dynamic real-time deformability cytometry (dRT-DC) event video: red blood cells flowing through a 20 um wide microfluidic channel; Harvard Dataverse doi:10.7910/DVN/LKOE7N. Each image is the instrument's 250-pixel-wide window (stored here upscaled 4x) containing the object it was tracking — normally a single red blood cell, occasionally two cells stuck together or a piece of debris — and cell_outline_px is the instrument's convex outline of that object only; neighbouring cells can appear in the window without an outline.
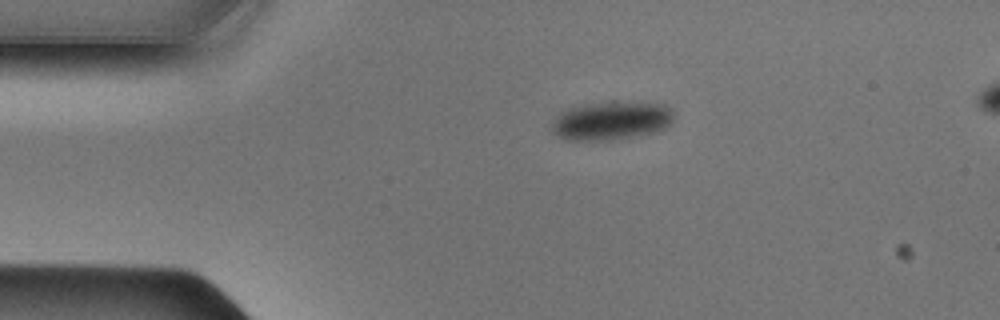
{"species": "Egyptian fruit bat (a non-hibernating species)", "species_latin": "Rousettus aegyptiacus", "temperature_condition": "cold", "stored_images_in_passage": 41, "segment_of_instrument_passage": [1, 2], "camera_frame_rate_fps": 3000, "um_per_image_px": 0.085, "animal": {"sex": "male"}, "frame": {"image": 1, "passage_image": 1, "time_ms": 0.0, "image_size_px": [1000, 320], "cell_outline_px": [[676, 116], [672, 124], [656, 132], [640, 136], [612, 140], [564, 140], [552, 132], [552, 124], [556, 116], [560, 112], [568, 108], [584, 104], [612, 100], [616, 100], [664, 104], [672, 108]], "centroid_in_image_um": [52.02, 10.24], "position_along_channel_um": 33.0, "area_um2": 28.38}}
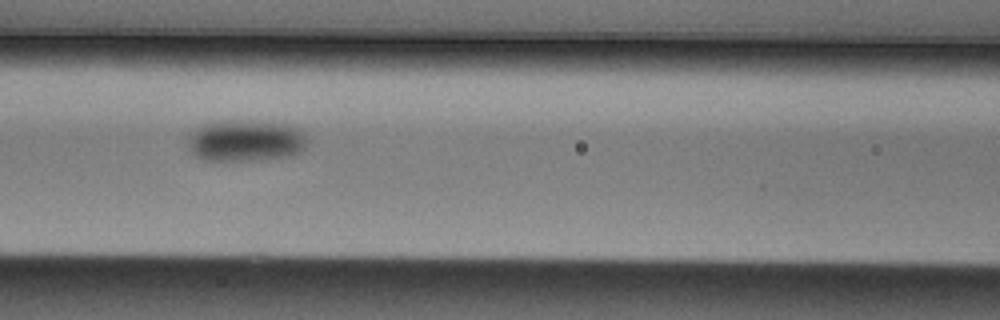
{"frame": {"image": 2, "passage_image": 12, "time_ms": 3.667, "image_size_px": [1000, 320], "cell_outline_px": [[308, 144], [300, 152], [292, 156], [264, 160], [204, 160], [196, 156], [188, 148], [188, 136], [196, 128], [204, 124], [216, 120], [256, 120], [284, 124], [296, 128], [308, 140]], "centroid_in_image_um": [20.86, 11.95], "position_along_channel_um": 145.7, "area_um2": 29.3}}
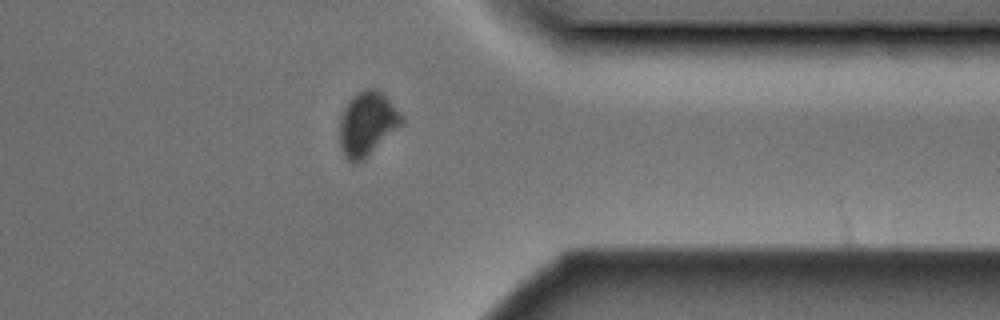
{"frame": {"image": 3, "passage_image": 30, "time_ms": 9.667, "image_size_px": [1000, 320], "cell_outline_px": [[404, 124], [360, 160], [348, 160], [344, 156], [340, 144], [340, 116], [348, 100], [356, 92], [364, 88], [376, 88], [388, 100], [404, 120]], "centroid_in_image_um": [31.18, 10.46], "position_along_channel_um": 380.2, "area_um2": 22.43}}